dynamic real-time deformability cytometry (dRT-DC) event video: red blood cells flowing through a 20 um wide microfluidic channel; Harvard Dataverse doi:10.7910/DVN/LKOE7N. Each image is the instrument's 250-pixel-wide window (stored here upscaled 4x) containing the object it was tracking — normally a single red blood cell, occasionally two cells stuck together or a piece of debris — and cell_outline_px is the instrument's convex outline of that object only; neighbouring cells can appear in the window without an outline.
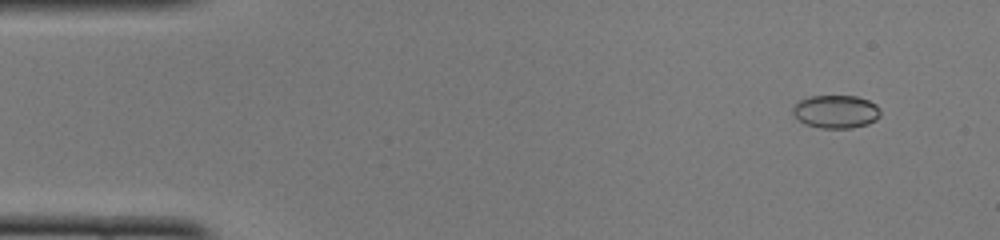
{"species": "common noctule bat (a hibernating species)", "species_latin": "Nyctalus noctula", "temperature_condition": "cold", "stored_images_in_passage": 49, "camera_frame_rate_fps": 3000, "um_per_image_px": 0.085, "animal": {"sex": "female", "body_mass_g": 22.0, "forearm_length_mm": 56.7}, "frame": {"image": 1, "passage_image": 4, "time_ms": 1.0, "image_size_px": [1000, 240], "cell_outline_px": [[880, 116], [876, 120], [868, 124], [852, 128], [820, 128], [804, 124], [792, 112], [792, 108], [800, 100], [808, 96], [856, 96], [868, 100], [876, 104], [880, 108]], "centroid_in_image_um": [71.07, 9.49], "position_along_channel_um": 13.9, "area_um2": 16.99}}
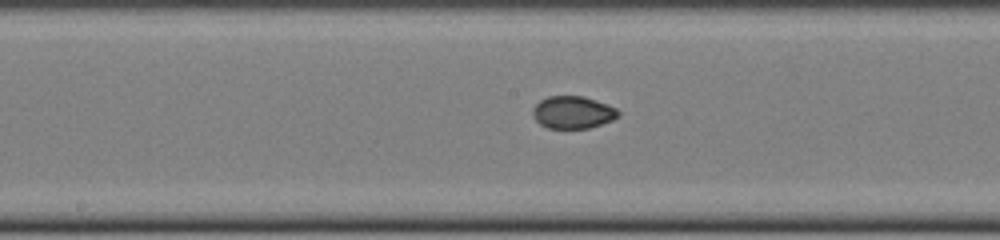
{"frame": {"image": 2, "passage_image": 25, "time_ms": 8.0, "image_size_px": [1000, 240], "cell_outline_px": [[620, 112], [612, 120], [588, 128], [548, 128], [540, 124], [532, 116], [532, 108], [540, 100], [548, 96], [584, 96], [596, 100], [616, 108]], "centroid_in_image_um": [48.65, 9.54], "position_along_channel_um": 199.5, "area_um2": 16.07}}
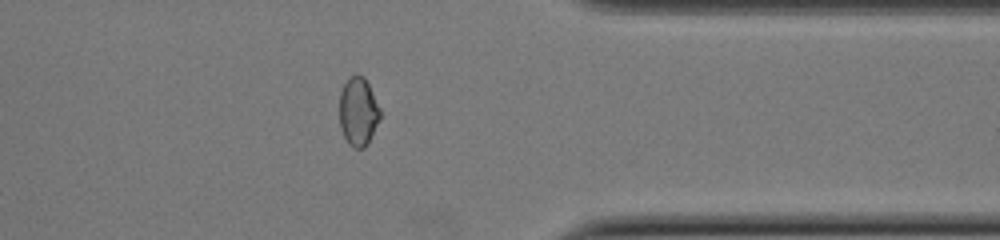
{"frame": {"image": 3, "passage_image": 39, "time_ms": 12.667, "image_size_px": [1000, 240], "cell_outline_px": [[380, 120], [364, 148], [352, 148], [348, 144], [340, 128], [340, 92], [344, 84], [356, 72], [364, 76], [380, 108]], "centroid_in_image_um": [30.44, 9.48], "position_along_channel_um": 381.0, "area_um2": 16.18}, "authors_computed_cell_mechanics": {"area_um2": 16.9932, "velocity_mm_per_s": 4.1089, "shape_relaxation_time_tau1_ms": null, "shape_relaxation_time_tau2_ms": 0.8851, "deformation_change_tau1": null, "deformation_change_tau2": 0.0321}}